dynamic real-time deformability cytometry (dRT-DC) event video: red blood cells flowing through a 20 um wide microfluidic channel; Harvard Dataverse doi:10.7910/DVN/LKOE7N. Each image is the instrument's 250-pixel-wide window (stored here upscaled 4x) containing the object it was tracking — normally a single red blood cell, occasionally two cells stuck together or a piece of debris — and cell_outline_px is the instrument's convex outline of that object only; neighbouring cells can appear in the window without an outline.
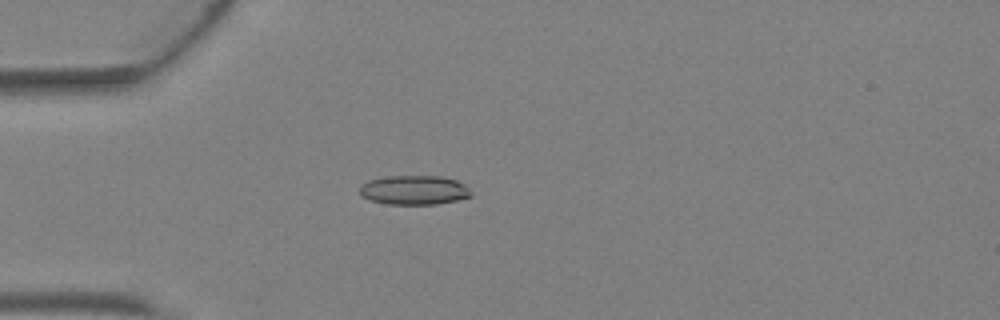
{"species": "Egyptian fruit bat (a non-hibernating species)", "species_latin": "Rousettus aegyptiacus", "temperature_condition": "warm", "stored_images_in_passage": 4, "camera_frame_rate_fps": 3000, "um_per_image_px": 0.085, "animal": {"sex": "female"}, "frame": {"image": 1, "passage_image": 4, "time_ms": 1.0, "image_size_px": [1000, 320], "cell_outline_px": [[472, 196], [456, 200], [436, 204], [388, 204], [368, 200], [360, 196], [360, 184], [368, 180], [392, 176], [440, 176], [456, 180], [464, 184], [472, 192]], "centroid_in_image_um": [35.18, 16.16], "position_along_channel_um": 49.8, "area_um2": 19.07}}